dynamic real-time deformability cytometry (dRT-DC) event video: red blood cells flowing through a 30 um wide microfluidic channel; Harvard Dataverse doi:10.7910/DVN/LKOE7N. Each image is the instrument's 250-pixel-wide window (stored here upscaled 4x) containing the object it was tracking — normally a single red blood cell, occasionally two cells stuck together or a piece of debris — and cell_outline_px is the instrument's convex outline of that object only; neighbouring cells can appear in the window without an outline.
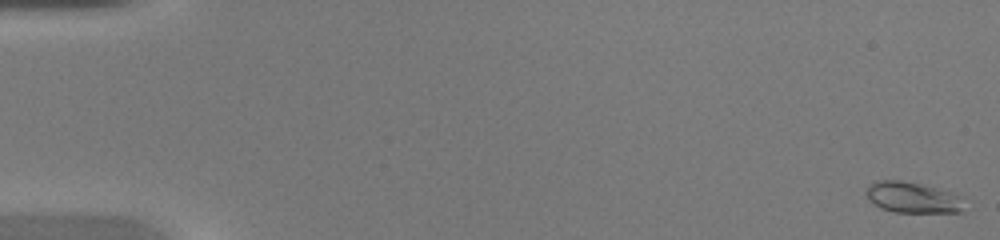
{"species": "common noctule bat (a hibernating species)", "species_latin": "Nyctalus noctula", "temperature_condition": "warm", "stored_images_in_passage": 48, "camera_frame_rate_fps": 3000, "um_per_image_px": 0.085, "animal": {"sex": "female", "body_mass_g": 20.0, "forearm_length_mm": 54.0}, "frame": {"image": 1, "passage_image": 1, "time_ms": 0.0, "image_size_px": [1000, 240], "cell_outline_px": [[964, 212], [896, 212], [880, 208], [868, 200], [864, 192], [876, 180], [900, 180], [920, 184], [956, 196], [964, 208]], "centroid_in_image_um": [77.44, 16.8], "position_along_channel_um": 7.6, "area_um2": 17.05}}
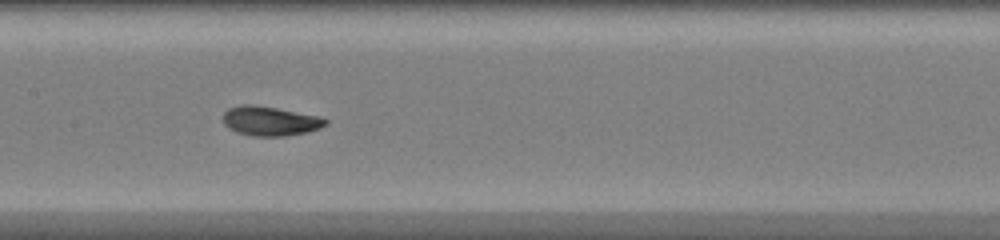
{"frame": {"image": 2, "passage_image": 25, "time_ms": 8.0, "image_size_px": [1000, 240], "cell_outline_px": [[328, 124], [320, 128], [308, 132], [284, 136], [252, 136], [236, 132], [228, 128], [224, 124], [224, 112], [228, 108], [240, 104], [252, 104], [276, 108], [320, 116], [328, 120]], "centroid_in_image_um": [22.96, 10.28], "position_along_channel_um": 184.4, "area_um2": 17.69}}
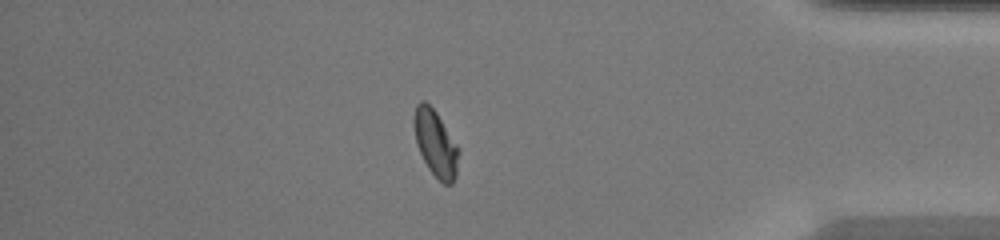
{"frame": {"image": 3, "passage_image": 42, "time_ms": 13.667, "image_size_px": [1000, 240], "cell_outline_px": [[460, 152], [456, 176], [452, 184], [444, 184], [428, 168], [416, 144], [412, 120], [416, 104], [420, 100], [424, 100], [436, 112], [460, 148]], "centroid_in_image_um": [37.02, 12.17], "position_along_channel_um": 398.2, "area_um2": 17.46}, "authors_computed_cell_mechanics": {"area_um2": 17.1088, "velocity_mm_per_s": 4.3246, "shape_relaxation_time_tau1_ms": 2.7657, "shape_relaxation_time_tau2_ms": null, "deformation_change_tau1": 0.1453, "deformation_change_tau2": null}}